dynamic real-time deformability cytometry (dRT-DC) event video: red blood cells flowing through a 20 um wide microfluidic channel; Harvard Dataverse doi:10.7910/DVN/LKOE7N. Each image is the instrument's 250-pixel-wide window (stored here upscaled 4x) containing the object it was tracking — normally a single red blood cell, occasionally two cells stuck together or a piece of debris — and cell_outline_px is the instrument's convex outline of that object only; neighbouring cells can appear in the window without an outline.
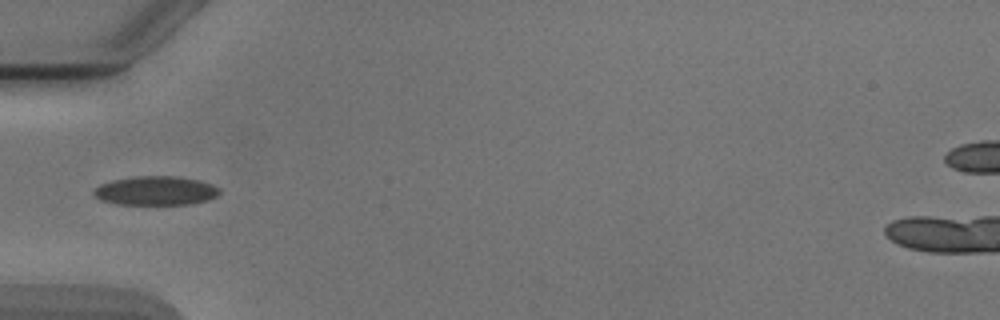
{"species": "Egyptian fruit bat (a non-hibernating species)", "species_latin": "Rousettus aegyptiacus", "temperature_condition": "cold", "stored_images_in_passage": 5, "camera_frame_rate_fps": 3000, "um_per_image_px": 0.085, "animal": {"sex": "male"}, "frame": {"image": 1, "passage_image": 4, "time_ms": 3.667, "image_size_px": [1000, 320], "cell_outline_px": [[220, 192], [216, 196], [208, 200], [188, 204], [116, 204], [100, 200], [92, 192], [100, 184], [116, 180], [136, 176], [176, 176], [200, 180], [212, 184], [220, 188]], "centroid_in_image_um": [13.26, 16.21], "position_along_channel_um": 71.7, "area_um2": 21.15}}
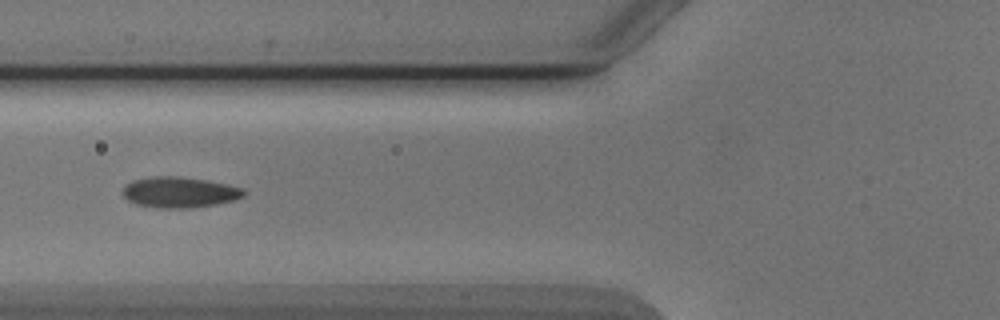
{"frame": {"image": 2, "passage_image": 5, "time_ms": 4.667, "image_size_px": [1000, 320], "cell_outline_px": [[248, 192], [244, 196], [236, 200], [216, 204], [192, 208], [156, 208], [136, 204], [128, 200], [124, 196], [124, 188], [132, 180], [152, 176], [180, 176], [204, 180], [244, 188]], "centroid_in_image_um": [15.29, 16.35], "position_along_channel_um": 110.5, "area_um2": 21.73}}